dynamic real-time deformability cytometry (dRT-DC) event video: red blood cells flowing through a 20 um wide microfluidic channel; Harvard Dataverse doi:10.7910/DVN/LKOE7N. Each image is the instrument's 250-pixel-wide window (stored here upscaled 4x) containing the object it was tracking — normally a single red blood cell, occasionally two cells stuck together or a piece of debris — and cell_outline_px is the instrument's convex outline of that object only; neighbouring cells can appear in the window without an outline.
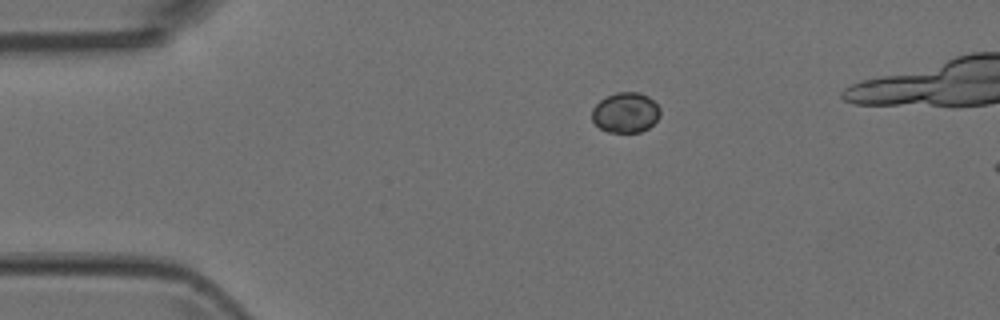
{"species": "Egyptian fruit bat (a non-hibernating species)", "species_latin": "Rousettus aegyptiacus", "temperature_condition": "room temperature", "stored_images_in_passage": 5, "camera_frame_rate_fps": 3000, "um_per_image_px": 0.085, "animal": {"sex": "female"}, "frame": {"image": 1, "passage_image": 5, "time_ms": 1.333, "image_size_px": [1000, 320], "cell_outline_px": [[660, 116], [648, 128], [640, 132], [608, 132], [600, 128], [592, 120], [592, 108], [600, 100], [616, 92], [640, 92], [648, 96], [660, 108]], "centroid_in_image_um": [53.17, 9.56], "position_along_channel_um": 31.8, "area_um2": 15.95}}